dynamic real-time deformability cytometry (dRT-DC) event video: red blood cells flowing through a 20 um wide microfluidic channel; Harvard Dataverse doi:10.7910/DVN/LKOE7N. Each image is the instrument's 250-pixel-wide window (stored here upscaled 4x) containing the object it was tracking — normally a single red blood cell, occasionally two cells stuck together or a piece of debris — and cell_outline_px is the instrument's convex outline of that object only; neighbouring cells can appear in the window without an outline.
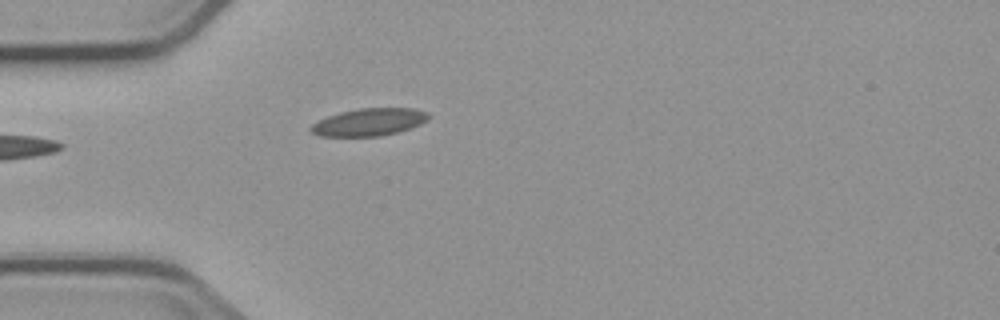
{"species": "common noctule bat (a hibernating species)", "species_latin": "Nyctalus noctula", "temperature_condition": "cold", "stored_images_in_passage": 1, "camera_frame_rate_fps": 3000, "um_per_image_px": 0.085, "animal": {"sex": "male", "body_mass_g": 23.1, "forearm_length_mm": 52.7}, "frame": {"image": 1, "passage_image": 1, "time_ms": 0.0, "image_size_px": [1000, 320], "cell_outline_px": [[428, 120], [420, 124], [396, 132], [380, 136], [320, 136], [312, 132], [308, 128], [312, 124], [328, 116], [340, 112], [360, 108], [412, 108], [428, 112]], "centroid_in_image_um": [31.36, 10.37], "position_along_channel_um": 53.6, "area_um2": 18.61}}